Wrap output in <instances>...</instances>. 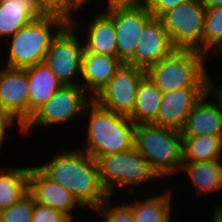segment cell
I'll use <instances>...</instances> for the list:
<instances>
[{
	"label": "cell",
	"mask_w": 222,
	"mask_h": 222,
	"mask_svg": "<svg viewBox=\"0 0 222 222\" xmlns=\"http://www.w3.org/2000/svg\"><path fill=\"white\" fill-rule=\"evenodd\" d=\"M51 181L66 188L82 207L96 210L111 197L104 188L97 161L82 149L65 150L36 166Z\"/></svg>",
	"instance_id": "cell-1"
},
{
	"label": "cell",
	"mask_w": 222,
	"mask_h": 222,
	"mask_svg": "<svg viewBox=\"0 0 222 222\" xmlns=\"http://www.w3.org/2000/svg\"><path fill=\"white\" fill-rule=\"evenodd\" d=\"M69 22L67 13L50 11L19 29L7 40L10 46L5 67L26 69L43 63L53 39Z\"/></svg>",
	"instance_id": "cell-2"
},
{
	"label": "cell",
	"mask_w": 222,
	"mask_h": 222,
	"mask_svg": "<svg viewBox=\"0 0 222 222\" xmlns=\"http://www.w3.org/2000/svg\"><path fill=\"white\" fill-rule=\"evenodd\" d=\"M87 112V140L86 146L81 147L82 151L96 160L99 156L134 148L135 124L129 117L116 114L95 100L87 105L84 113Z\"/></svg>",
	"instance_id": "cell-3"
},
{
	"label": "cell",
	"mask_w": 222,
	"mask_h": 222,
	"mask_svg": "<svg viewBox=\"0 0 222 222\" xmlns=\"http://www.w3.org/2000/svg\"><path fill=\"white\" fill-rule=\"evenodd\" d=\"M134 147L161 178L181 173L183 137L181 131L154 124L135 125ZM175 174V175H174Z\"/></svg>",
	"instance_id": "cell-4"
},
{
	"label": "cell",
	"mask_w": 222,
	"mask_h": 222,
	"mask_svg": "<svg viewBox=\"0 0 222 222\" xmlns=\"http://www.w3.org/2000/svg\"><path fill=\"white\" fill-rule=\"evenodd\" d=\"M205 53L175 49L167 58L149 67L146 76L162 92L182 88H207Z\"/></svg>",
	"instance_id": "cell-5"
},
{
	"label": "cell",
	"mask_w": 222,
	"mask_h": 222,
	"mask_svg": "<svg viewBox=\"0 0 222 222\" xmlns=\"http://www.w3.org/2000/svg\"><path fill=\"white\" fill-rule=\"evenodd\" d=\"M96 161L101 182L111 197L117 187L127 186L133 193L136 191L133 185L138 187L146 181L152 183L151 180L160 178L135 147L129 151L99 156Z\"/></svg>",
	"instance_id": "cell-6"
},
{
	"label": "cell",
	"mask_w": 222,
	"mask_h": 222,
	"mask_svg": "<svg viewBox=\"0 0 222 222\" xmlns=\"http://www.w3.org/2000/svg\"><path fill=\"white\" fill-rule=\"evenodd\" d=\"M205 13L206 9L199 0H191L159 17L175 49L202 52Z\"/></svg>",
	"instance_id": "cell-7"
},
{
	"label": "cell",
	"mask_w": 222,
	"mask_h": 222,
	"mask_svg": "<svg viewBox=\"0 0 222 222\" xmlns=\"http://www.w3.org/2000/svg\"><path fill=\"white\" fill-rule=\"evenodd\" d=\"M81 85H62L60 89L40 106L22 127V133L35 130L36 126H51L69 123L84 114L87 105L93 100ZM88 95V96H87Z\"/></svg>",
	"instance_id": "cell-8"
},
{
	"label": "cell",
	"mask_w": 222,
	"mask_h": 222,
	"mask_svg": "<svg viewBox=\"0 0 222 222\" xmlns=\"http://www.w3.org/2000/svg\"><path fill=\"white\" fill-rule=\"evenodd\" d=\"M75 23V24H74ZM76 21L70 22L53 39L44 63L63 85H80L84 44L76 35ZM77 79V80H76ZM79 79V80H78Z\"/></svg>",
	"instance_id": "cell-9"
},
{
	"label": "cell",
	"mask_w": 222,
	"mask_h": 222,
	"mask_svg": "<svg viewBox=\"0 0 222 222\" xmlns=\"http://www.w3.org/2000/svg\"><path fill=\"white\" fill-rule=\"evenodd\" d=\"M145 76V70L124 63L93 100L116 114L129 117L134 110L139 83Z\"/></svg>",
	"instance_id": "cell-10"
},
{
	"label": "cell",
	"mask_w": 222,
	"mask_h": 222,
	"mask_svg": "<svg viewBox=\"0 0 222 222\" xmlns=\"http://www.w3.org/2000/svg\"><path fill=\"white\" fill-rule=\"evenodd\" d=\"M116 30L117 57L126 63L141 42L145 26L154 18L146 6H106Z\"/></svg>",
	"instance_id": "cell-11"
},
{
	"label": "cell",
	"mask_w": 222,
	"mask_h": 222,
	"mask_svg": "<svg viewBox=\"0 0 222 222\" xmlns=\"http://www.w3.org/2000/svg\"><path fill=\"white\" fill-rule=\"evenodd\" d=\"M28 89L25 69L0 68V107L17 120L21 132L29 120Z\"/></svg>",
	"instance_id": "cell-12"
},
{
	"label": "cell",
	"mask_w": 222,
	"mask_h": 222,
	"mask_svg": "<svg viewBox=\"0 0 222 222\" xmlns=\"http://www.w3.org/2000/svg\"><path fill=\"white\" fill-rule=\"evenodd\" d=\"M141 34V42L137 45L134 55L125 64L146 71L175 50L159 18L154 17Z\"/></svg>",
	"instance_id": "cell-13"
},
{
	"label": "cell",
	"mask_w": 222,
	"mask_h": 222,
	"mask_svg": "<svg viewBox=\"0 0 222 222\" xmlns=\"http://www.w3.org/2000/svg\"><path fill=\"white\" fill-rule=\"evenodd\" d=\"M207 92V88H182L163 93L154 125L181 131L189 113Z\"/></svg>",
	"instance_id": "cell-14"
},
{
	"label": "cell",
	"mask_w": 222,
	"mask_h": 222,
	"mask_svg": "<svg viewBox=\"0 0 222 222\" xmlns=\"http://www.w3.org/2000/svg\"><path fill=\"white\" fill-rule=\"evenodd\" d=\"M28 193L35 202L61 211L66 216L81 205L74 196L63 186L51 181L36 166L29 168Z\"/></svg>",
	"instance_id": "cell-15"
},
{
	"label": "cell",
	"mask_w": 222,
	"mask_h": 222,
	"mask_svg": "<svg viewBox=\"0 0 222 222\" xmlns=\"http://www.w3.org/2000/svg\"><path fill=\"white\" fill-rule=\"evenodd\" d=\"M49 12L41 0H0V38H11L19 29Z\"/></svg>",
	"instance_id": "cell-16"
},
{
	"label": "cell",
	"mask_w": 222,
	"mask_h": 222,
	"mask_svg": "<svg viewBox=\"0 0 222 222\" xmlns=\"http://www.w3.org/2000/svg\"><path fill=\"white\" fill-rule=\"evenodd\" d=\"M123 64L117 56L90 53L84 49L80 77L84 83L81 87L93 98Z\"/></svg>",
	"instance_id": "cell-17"
},
{
	"label": "cell",
	"mask_w": 222,
	"mask_h": 222,
	"mask_svg": "<svg viewBox=\"0 0 222 222\" xmlns=\"http://www.w3.org/2000/svg\"><path fill=\"white\" fill-rule=\"evenodd\" d=\"M209 93L197 102L189 113L186 123L181 130L182 136H222V109L214 99L207 100Z\"/></svg>",
	"instance_id": "cell-18"
},
{
	"label": "cell",
	"mask_w": 222,
	"mask_h": 222,
	"mask_svg": "<svg viewBox=\"0 0 222 222\" xmlns=\"http://www.w3.org/2000/svg\"><path fill=\"white\" fill-rule=\"evenodd\" d=\"M85 31L84 49L90 53L117 56L116 30L112 17L105 11L99 12L88 22Z\"/></svg>",
	"instance_id": "cell-19"
},
{
	"label": "cell",
	"mask_w": 222,
	"mask_h": 222,
	"mask_svg": "<svg viewBox=\"0 0 222 222\" xmlns=\"http://www.w3.org/2000/svg\"><path fill=\"white\" fill-rule=\"evenodd\" d=\"M29 82V119L63 85L53 71L43 62L25 69Z\"/></svg>",
	"instance_id": "cell-20"
},
{
	"label": "cell",
	"mask_w": 222,
	"mask_h": 222,
	"mask_svg": "<svg viewBox=\"0 0 222 222\" xmlns=\"http://www.w3.org/2000/svg\"><path fill=\"white\" fill-rule=\"evenodd\" d=\"M182 171H185V176L186 173L189 176L197 195L213 194L222 189V159L183 163Z\"/></svg>",
	"instance_id": "cell-21"
},
{
	"label": "cell",
	"mask_w": 222,
	"mask_h": 222,
	"mask_svg": "<svg viewBox=\"0 0 222 222\" xmlns=\"http://www.w3.org/2000/svg\"><path fill=\"white\" fill-rule=\"evenodd\" d=\"M171 190L172 188L156 196L147 195V198L130 201L127 205L131 208L135 222H172Z\"/></svg>",
	"instance_id": "cell-22"
},
{
	"label": "cell",
	"mask_w": 222,
	"mask_h": 222,
	"mask_svg": "<svg viewBox=\"0 0 222 222\" xmlns=\"http://www.w3.org/2000/svg\"><path fill=\"white\" fill-rule=\"evenodd\" d=\"M29 168L27 165L0 170V211L8 209L28 194Z\"/></svg>",
	"instance_id": "cell-23"
},
{
	"label": "cell",
	"mask_w": 222,
	"mask_h": 222,
	"mask_svg": "<svg viewBox=\"0 0 222 222\" xmlns=\"http://www.w3.org/2000/svg\"><path fill=\"white\" fill-rule=\"evenodd\" d=\"M162 95L163 93L147 76L141 80L134 110L129 116L135 125L152 124L156 120Z\"/></svg>",
	"instance_id": "cell-24"
},
{
	"label": "cell",
	"mask_w": 222,
	"mask_h": 222,
	"mask_svg": "<svg viewBox=\"0 0 222 222\" xmlns=\"http://www.w3.org/2000/svg\"><path fill=\"white\" fill-rule=\"evenodd\" d=\"M183 163L222 159V136H182Z\"/></svg>",
	"instance_id": "cell-25"
},
{
	"label": "cell",
	"mask_w": 222,
	"mask_h": 222,
	"mask_svg": "<svg viewBox=\"0 0 222 222\" xmlns=\"http://www.w3.org/2000/svg\"><path fill=\"white\" fill-rule=\"evenodd\" d=\"M210 50L222 54V6L206 9L202 38V53ZM215 52V53H214Z\"/></svg>",
	"instance_id": "cell-26"
},
{
	"label": "cell",
	"mask_w": 222,
	"mask_h": 222,
	"mask_svg": "<svg viewBox=\"0 0 222 222\" xmlns=\"http://www.w3.org/2000/svg\"><path fill=\"white\" fill-rule=\"evenodd\" d=\"M35 200L28 193L19 202L0 211V222H32Z\"/></svg>",
	"instance_id": "cell-27"
},
{
	"label": "cell",
	"mask_w": 222,
	"mask_h": 222,
	"mask_svg": "<svg viewBox=\"0 0 222 222\" xmlns=\"http://www.w3.org/2000/svg\"><path fill=\"white\" fill-rule=\"evenodd\" d=\"M112 197L106 199L95 211L101 217L100 222H135L131 208L125 202L118 205H113Z\"/></svg>",
	"instance_id": "cell-28"
},
{
	"label": "cell",
	"mask_w": 222,
	"mask_h": 222,
	"mask_svg": "<svg viewBox=\"0 0 222 222\" xmlns=\"http://www.w3.org/2000/svg\"><path fill=\"white\" fill-rule=\"evenodd\" d=\"M66 215L61 211L35 202L32 222H61Z\"/></svg>",
	"instance_id": "cell-29"
},
{
	"label": "cell",
	"mask_w": 222,
	"mask_h": 222,
	"mask_svg": "<svg viewBox=\"0 0 222 222\" xmlns=\"http://www.w3.org/2000/svg\"><path fill=\"white\" fill-rule=\"evenodd\" d=\"M186 1L191 0H148L146 8L153 15V17L159 18L168 10Z\"/></svg>",
	"instance_id": "cell-30"
},
{
	"label": "cell",
	"mask_w": 222,
	"mask_h": 222,
	"mask_svg": "<svg viewBox=\"0 0 222 222\" xmlns=\"http://www.w3.org/2000/svg\"><path fill=\"white\" fill-rule=\"evenodd\" d=\"M14 121L16 122V120L8 112L0 107V153L2 146L4 145L3 141H6V139L9 138L6 130L14 126Z\"/></svg>",
	"instance_id": "cell-31"
},
{
	"label": "cell",
	"mask_w": 222,
	"mask_h": 222,
	"mask_svg": "<svg viewBox=\"0 0 222 222\" xmlns=\"http://www.w3.org/2000/svg\"><path fill=\"white\" fill-rule=\"evenodd\" d=\"M50 11H60L68 14V0H41Z\"/></svg>",
	"instance_id": "cell-32"
},
{
	"label": "cell",
	"mask_w": 222,
	"mask_h": 222,
	"mask_svg": "<svg viewBox=\"0 0 222 222\" xmlns=\"http://www.w3.org/2000/svg\"><path fill=\"white\" fill-rule=\"evenodd\" d=\"M207 82H208V87H207V92L210 94V96L212 95L211 93H215L214 97L215 100L218 102L220 108L222 109V83L218 85H216L215 81L212 80L210 74H207ZM216 85V86H215Z\"/></svg>",
	"instance_id": "cell-33"
},
{
	"label": "cell",
	"mask_w": 222,
	"mask_h": 222,
	"mask_svg": "<svg viewBox=\"0 0 222 222\" xmlns=\"http://www.w3.org/2000/svg\"><path fill=\"white\" fill-rule=\"evenodd\" d=\"M107 6H146L148 0H106Z\"/></svg>",
	"instance_id": "cell-34"
},
{
	"label": "cell",
	"mask_w": 222,
	"mask_h": 222,
	"mask_svg": "<svg viewBox=\"0 0 222 222\" xmlns=\"http://www.w3.org/2000/svg\"><path fill=\"white\" fill-rule=\"evenodd\" d=\"M87 2H91L89 0H68V15H70V18H74V14L77 10H80V7L82 8L84 5L86 6Z\"/></svg>",
	"instance_id": "cell-35"
},
{
	"label": "cell",
	"mask_w": 222,
	"mask_h": 222,
	"mask_svg": "<svg viewBox=\"0 0 222 222\" xmlns=\"http://www.w3.org/2000/svg\"><path fill=\"white\" fill-rule=\"evenodd\" d=\"M205 9L217 8L222 6V0H199Z\"/></svg>",
	"instance_id": "cell-36"
},
{
	"label": "cell",
	"mask_w": 222,
	"mask_h": 222,
	"mask_svg": "<svg viewBox=\"0 0 222 222\" xmlns=\"http://www.w3.org/2000/svg\"><path fill=\"white\" fill-rule=\"evenodd\" d=\"M73 215L72 216H65L61 222H72L73 221Z\"/></svg>",
	"instance_id": "cell-37"
}]
</instances>
